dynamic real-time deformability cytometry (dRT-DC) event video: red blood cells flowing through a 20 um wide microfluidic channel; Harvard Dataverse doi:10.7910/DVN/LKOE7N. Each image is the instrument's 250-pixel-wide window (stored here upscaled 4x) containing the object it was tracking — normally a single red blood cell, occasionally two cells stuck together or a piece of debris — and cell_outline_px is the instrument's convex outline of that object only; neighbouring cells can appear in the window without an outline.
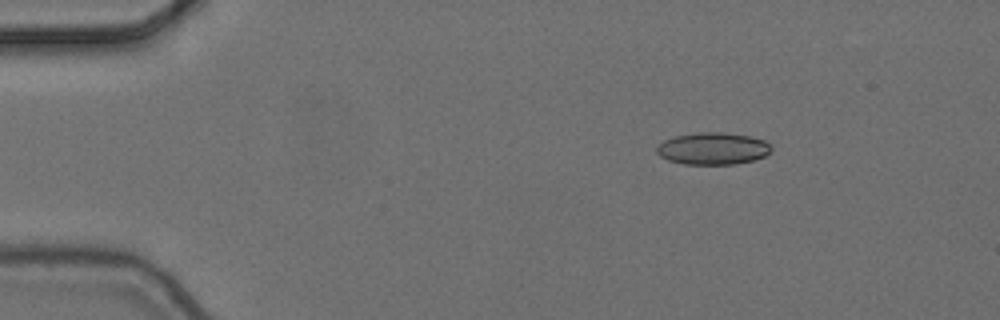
{"species": "common noctule bat (a hibernating species)", "species_latin": "Nyctalus noctula", "temperature_condition": "cold", "stored_images_in_passage": 5, "camera_frame_rate_fps": 3000, "um_per_image_px": 0.085, "animal": {"sex": "female", "body_mass_g": 24.6, "forearm_length_mm": 56.2}, "frame": {"image": 1, "passage_image": 2, "time_ms": 0.333, "image_size_px": [1000, 320], "cell_outline_px": [[772, 152], [764, 156], [752, 160], [736, 164], [684, 164], [668, 160], [660, 156], [656, 152], [656, 148], [664, 140], [676, 136], [700, 132], [724, 132], [748, 136], [764, 140], [772, 148]], "centroid_in_image_um": [60.59, 12.63], "position_along_channel_um": 24.4, "area_um2": 21.33}}
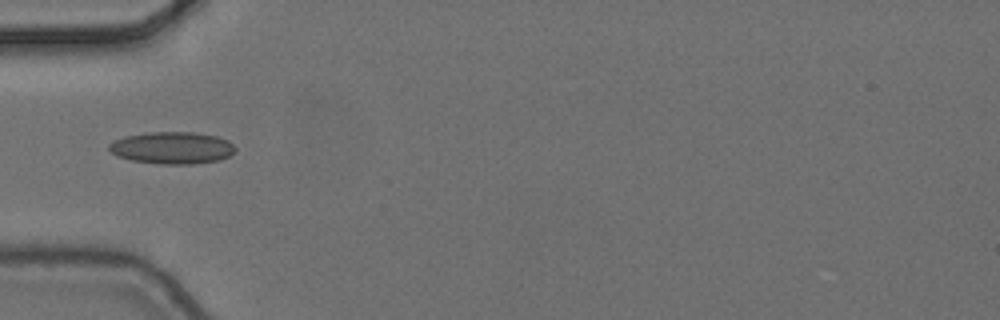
{"frame": {"image": 2, "passage_image": 5, "time_ms": 1.333, "image_size_px": [1000, 320], "cell_outline_px": [[236, 152], [220, 160], [192, 164], [160, 164], [132, 160], [116, 156], [108, 148], [108, 144], [124, 136], [148, 132], [196, 132], [216, 136], [228, 140], [236, 148]], "centroid_in_image_um": [14.65, 12.56], "position_along_channel_um": 70.4, "area_um2": 23.7}}